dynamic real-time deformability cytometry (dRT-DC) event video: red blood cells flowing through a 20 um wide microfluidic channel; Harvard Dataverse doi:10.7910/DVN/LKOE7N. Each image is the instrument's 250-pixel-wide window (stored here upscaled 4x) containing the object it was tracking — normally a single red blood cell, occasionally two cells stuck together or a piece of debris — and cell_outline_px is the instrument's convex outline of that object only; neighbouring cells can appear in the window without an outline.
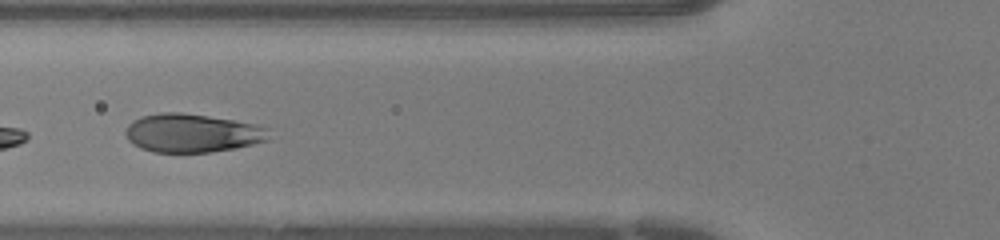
{"species": "human", "species_latin": "Homo sapiens", "temperature_condition": "warm", "stored_images_in_passage": 34, "segment_of_instrument_passage": [2, 2], "camera_frame_rate_fps": 3000, "um_per_image_px": 0.085, "donor": {"sex": "female"}, "frame": {"image": 1, "passage_image": 14, "time_ms": 4.333, "image_size_px": [1000, 240], "cell_outline_px": [[268, 140], [236, 148], [208, 152], [152, 152], [140, 148], [132, 144], [128, 140], [124, 132], [128, 124], [132, 120], [140, 116], [160, 112], [180, 112], [208, 116], [256, 124], [264, 128]], "centroid_in_image_um": [16.23, 11.31], "position_along_channel_um": 109.6, "area_um2": 32.08}}
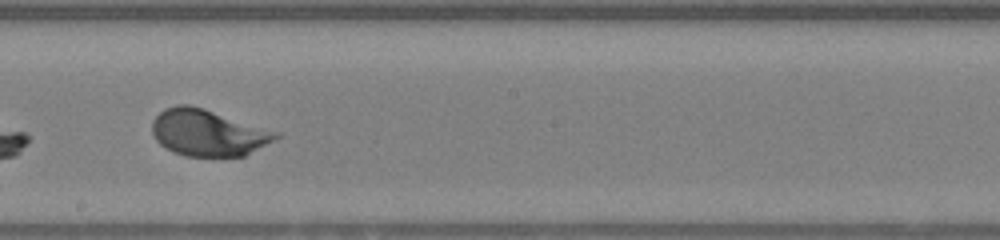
{"frame": {"image": 2, "passage_image": 22, "time_ms": 7.0, "image_size_px": [1000, 240], "cell_outline_px": [[280, 136], [244, 156], [184, 156], [160, 144], [156, 140], [152, 132], [152, 120], [164, 108], [176, 104], [188, 104], [204, 108], [280, 132]], "centroid_in_image_um": [17.66, 11.26], "position_along_channel_um": 230.5, "area_um2": 33.41}}
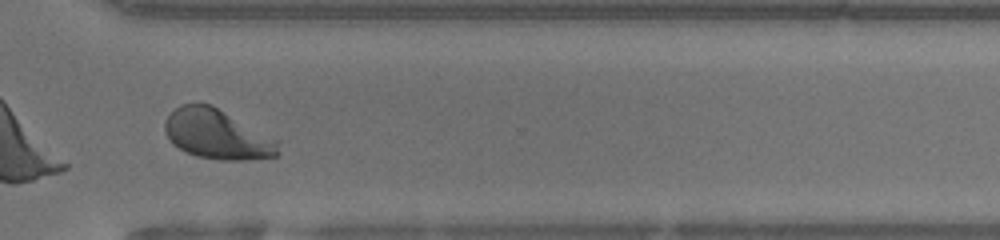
{"frame": {"image": 3, "passage_image": 30, "time_ms": 9.667, "image_size_px": [1000, 240], "cell_outline_px": [[280, 152], [276, 156], [244, 160], [220, 160], [196, 156], [172, 144], [164, 128], [164, 124], [168, 116], [180, 104], [212, 104], [280, 140]], "centroid_in_image_um": [18.51, 11.42], "position_along_channel_um": 352.1, "area_um2": 33.0}}